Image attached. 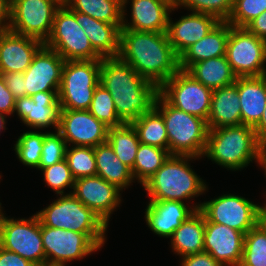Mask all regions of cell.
Masks as SVG:
<instances>
[{
	"instance_id": "6da1fadb",
	"label": "cell",
	"mask_w": 266,
	"mask_h": 266,
	"mask_svg": "<svg viewBox=\"0 0 266 266\" xmlns=\"http://www.w3.org/2000/svg\"><path fill=\"white\" fill-rule=\"evenodd\" d=\"M100 84L113 98L116 113L123 124H131L155 103L159 88L140 76L127 62L117 57H103Z\"/></svg>"
},
{
	"instance_id": "7a4b0ae2",
	"label": "cell",
	"mask_w": 266,
	"mask_h": 266,
	"mask_svg": "<svg viewBox=\"0 0 266 266\" xmlns=\"http://www.w3.org/2000/svg\"><path fill=\"white\" fill-rule=\"evenodd\" d=\"M119 57L158 88L180 69L166 32L120 29Z\"/></svg>"
},
{
	"instance_id": "3957f363",
	"label": "cell",
	"mask_w": 266,
	"mask_h": 266,
	"mask_svg": "<svg viewBox=\"0 0 266 266\" xmlns=\"http://www.w3.org/2000/svg\"><path fill=\"white\" fill-rule=\"evenodd\" d=\"M261 145L252 126L220 127L209 129L204 155L218 165L236 171L254 159L258 162Z\"/></svg>"
},
{
	"instance_id": "277c9868",
	"label": "cell",
	"mask_w": 266,
	"mask_h": 266,
	"mask_svg": "<svg viewBox=\"0 0 266 266\" xmlns=\"http://www.w3.org/2000/svg\"><path fill=\"white\" fill-rule=\"evenodd\" d=\"M154 107L162 114L171 155L192 156L196 159L204 156L209 132L206 120L177 109L160 93Z\"/></svg>"
},
{
	"instance_id": "5b68a950",
	"label": "cell",
	"mask_w": 266,
	"mask_h": 266,
	"mask_svg": "<svg viewBox=\"0 0 266 266\" xmlns=\"http://www.w3.org/2000/svg\"><path fill=\"white\" fill-rule=\"evenodd\" d=\"M195 158L170 155L155 174L142 185L151 197L150 201L184 202V199L204 193L206 184L188 164V161Z\"/></svg>"
},
{
	"instance_id": "8992f818",
	"label": "cell",
	"mask_w": 266,
	"mask_h": 266,
	"mask_svg": "<svg viewBox=\"0 0 266 266\" xmlns=\"http://www.w3.org/2000/svg\"><path fill=\"white\" fill-rule=\"evenodd\" d=\"M37 213L47 227L84 233L98 248L105 242L108 225L91 209L83 205L70 191Z\"/></svg>"
},
{
	"instance_id": "52a82bcc",
	"label": "cell",
	"mask_w": 266,
	"mask_h": 266,
	"mask_svg": "<svg viewBox=\"0 0 266 266\" xmlns=\"http://www.w3.org/2000/svg\"><path fill=\"white\" fill-rule=\"evenodd\" d=\"M101 60L65 61L58 100L61 109L88 110L100 83Z\"/></svg>"
},
{
	"instance_id": "ba28073f",
	"label": "cell",
	"mask_w": 266,
	"mask_h": 266,
	"mask_svg": "<svg viewBox=\"0 0 266 266\" xmlns=\"http://www.w3.org/2000/svg\"><path fill=\"white\" fill-rule=\"evenodd\" d=\"M44 45L56 51L65 61L102 59L76 22L75 11L65 4L56 10L52 32Z\"/></svg>"
},
{
	"instance_id": "9c48e42d",
	"label": "cell",
	"mask_w": 266,
	"mask_h": 266,
	"mask_svg": "<svg viewBox=\"0 0 266 266\" xmlns=\"http://www.w3.org/2000/svg\"><path fill=\"white\" fill-rule=\"evenodd\" d=\"M0 206V247L17 253L35 266L46 261L37 214L30 219L5 217Z\"/></svg>"
},
{
	"instance_id": "30bf717a",
	"label": "cell",
	"mask_w": 266,
	"mask_h": 266,
	"mask_svg": "<svg viewBox=\"0 0 266 266\" xmlns=\"http://www.w3.org/2000/svg\"><path fill=\"white\" fill-rule=\"evenodd\" d=\"M225 56L237 77L266 75V40L246 28L230 27Z\"/></svg>"
},
{
	"instance_id": "8fae6325",
	"label": "cell",
	"mask_w": 266,
	"mask_h": 266,
	"mask_svg": "<svg viewBox=\"0 0 266 266\" xmlns=\"http://www.w3.org/2000/svg\"><path fill=\"white\" fill-rule=\"evenodd\" d=\"M60 6L57 0H11L9 30L45 43Z\"/></svg>"
},
{
	"instance_id": "7c38bea8",
	"label": "cell",
	"mask_w": 266,
	"mask_h": 266,
	"mask_svg": "<svg viewBox=\"0 0 266 266\" xmlns=\"http://www.w3.org/2000/svg\"><path fill=\"white\" fill-rule=\"evenodd\" d=\"M159 93L174 107L208 120L212 90L179 69L160 88Z\"/></svg>"
},
{
	"instance_id": "4fadbf2b",
	"label": "cell",
	"mask_w": 266,
	"mask_h": 266,
	"mask_svg": "<svg viewBox=\"0 0 266 266\" xmlns=\"http://www.w3.org/2000/svg\"><path fill=\"white\" fill-rule=\"evenodd\" d=\"M198 206L207 221L224 224L243 234L257 225L259 205L238 195L225 194Z\"/></svg>"
},
{
	"instance_id": "5bb4252c",
	"label": "cell",
	"mask_w": 266,
	"mask_h": 266,
	"mask_svg": "<svg viewBox=\"0 0 266 266\" xmlns=\"http://www.w3.org/2000/svg\"><path fill=\"white\" fill-rule=\"evenodd\" d=\"M42 243L46 261L65 263L84 258L99 248L84 234L41 223Z\"/></svg>"
},
{
	"instance_id": "9a60e30c",
	"label": "cell",
	"mask_w": 266,
	"mask_h": 266,
	"mask_svg": "<svg viewBox=\"0 0 266 266\" xmlns=\"http://www.w3.org/2000/svg\"><path fill=\"white\" fill-rule=\"evenodd\" d=\"M108 128L88 110L61 109L58 131L66 144L94 148L107 142Z\"/></svg>"
},
{
	"instance_id": "2e32d148",
	"label": "cell",
	"mask_w": 266,
	"mask_h": 266,
	"mask_svg": "<svg viewBox=\"0 0 266 266\" xmlns=\"http://www.w3.org/2000/svg\"><path fill=\"white\" fill-rule=\"evenodd\" d=\"M64 63L65 60L56 51L43 45L23 73L26 96L31 97L44 91H59Z\"/></svg>"
},
{
	"instance_id": "e0dca14e",
	"label": "cell",
	"mask_w": 266,
	"mask_h": 266,
	"mask_svg": "<svg viewBox=\"0 0 266 266\" xmlns=\"http://www.w3.org/2000/svg\"><path fill=\"white\" fill-rule=\"evenodd\" d=\"M120 191L116 185L96 175L75 179L72 194L108 225L110 214L121 202Z\"/></svg>"
},
{
	"instance_id": "ac0fdd59",
	"label": "cell",
	"mask_w": 266,
	"mask_h": 266,
	"mask_svg": "<svg viewBox=\"0 0 266 266\" xmlns=\"http://www.w3.org/2000/svg\"><path fill=\"white\" fill-rule=\"evenodd\" d=\"M59 91H44L15 99L14 112L24 124L30 128L45 129L53 126L59 128L61 104L58 100Z\"/></svg>"
},
{
	"instance_id": "d6986e66",
	"label": "cell",
	"mask_w": 266,
	"mask_h": 266,
	"mask_svg": "<svg viewBox=\"0 0 266 266\" xmlns=\"http://www.w3.org/2000/svg\"><path fill=\"white\" fill-rule=\"evenodd\" d=\"M245 234L224 224L205 219L204 252L222 266H239L242 261Z\"/></svg>"
},
{
	"instance_id": "ffe728a7",
	"label": "cell",
	"mask_w": 266,
	"mask_h": 266,
	"mask_svg": "<svg viewBox=\"0 0 266 266\" xmlns=\"http://www.w3.org/2000/svg\"><path fill=\"white\" fill-rule=\"evenodd\" d=\"M44 43L36 38L0 31V74L24 73Z\"/></svg>"
},
{
	"instance_id": "44dd1931",
	"label": "cell",
	"mask_w": 266,
	"mask_h": 266,
	"mask_svg": "<svg viewBox=\"0 0 266 266\" xmlns=\"http://www.w3.org/2000/svg\"><path fill=\"white\" fill-rule=\"evenodd\" d=\"M220 21L212 15L194 13L173 23L168 17L167 36L174 52L180 57L190 46L205 37Z\"/></svg>"
},
{
	"instance_id": "7402d4cb",
	"label": "cell",
	"mask_w": 266,
	"mask_h": 266,
	"mask_svg": "<svg viewBox=\"0 0 266 266\" xmlns=\"http://www.w3.org/2000/svg\"><path fill=\"white\" fill-rule=\"evenodd\" d=\"M131 23L125 22V7L128 0H123V22L121 29L145 32H166L169 12L172 7L164 0H131Z\"/></svg>"
},
{
	"instance_id": "603a6c76",
	"label": "cell",
	"mask_w": 266,
	"mask_h": 266,
	"mask_svg": "<svg viewBox=\"0 0 266 266\" xmlns=\"http://www.w3.org/2000/svg\"><path fill=\"white\" fill-rule=\"evenodd\" d=\"M197 210L198 205L188 209V206L180 201H150L145 211V219L154 233L168 238Z\"/></svg>"
},
{
	"instance_id": "cb8c5ba5",
	"label": "cell",
	"mask_w": 266,
	"mask_h": 266,
	"mask_svg": "<svg viewBox=\"0 0 266 266\" xmlns=\"http://www.w3.org/2000/svg\"><path fill=\"white\" fill-rule=\"evenodd\" d=\"M75 18L88 36L93 49L102 58L119 56L122 24H109L77 11Z\"/></svg>"
},
{
	"instance_id": "d4e9b609",
	"label": "cell",
	"mask_w": 266,
	"mask_h": 266,
	"mask_svg": "<svg viewBox=\"0 0 266 266\" xmlns=\"http://www.w3.org/2000/svg\"><path fill=\"white\" fill-rule=\"evenodd\" d=\"M242 124L255 127L263 116L266 104V75L237 77Z\"/></svg>"
},
{
	"instance_id": "484cf974",
	"label": "cell",
	"mask_w": 266,
	"mask_h": 266,
	"mask_svg": "<svg viewBox=\"0 0 266 266\" xmlns=\"http://www.w3.org/2000/svg\"><path fill=\"white\" fill-rule=\"evenodd\" d=\"M231 26L228 22H219L205 37L190 46L179 57V68L186 71L196 62L225 56Z\"/></svg>"
},
{
	"instance_id": "4316f807",
	"label": "cell",
	"mask_w": 266,
	"mask_h": 266,
	"mask_svg": "<svg viewBox=\"0 0 266 266\" xmlns=\"http://www.w3.org/2000/svg\"><path fill=\"white\" fill-rule=\"evenodd\" d=\"M242 124L240 99L237 85L221 87L212 91L207 125L209 129Z\"/></svg>"
},
{
	"instance_id": "83f0119b",
	"label": "cell",
	"mask_w": 266,
	"mask_h": 266,
	"mask_svg": "<svg viewBox=\"0 0 266 266\" xmlns=\"http://www.w3.org/2000/svg\"><path fill=\"white\" fill-rule=\"evenodd\" d=\"M205 217L197 210L173 232L172 250L184 257L204 252Z\"/></svg>"
},
{
	"instance_id": "f1b7e54d",
	"label": "cell",
	"mask_w": 266,
	"mask_h": 266,
	"mask_svg": "<svg viewBox=\"0 0 266 266\" xmlns=\"http://www.w3.org/2000/svg\"><path fill=\"white\" fill-rule=\"evenodd\" d=\"M186 72L212 91L232 85L237 80L226 56L196 62Z\"/></svg>"
},
{
	"instance_id": "f546056e",
	"label": "cell",
	"mask_w": 266,
	"mask_h": 266,
	"mask_svg": "<svg viewBox=\"0 0 266 266\" xmlns=\"http://www.w3.org/2000/svg\"><path fill=\"white\" fill-rule=\"evenodd\" d=\"M94 155L97 176L122 190L132 183L134 177L131 168L121 162L108 142L94 147Z\"/></svg>"
},
{
	"instance_id": "4dcf8cb0",
	"label": "cell",
	"mask_w": 266,
	"mask_h": 266,
	"mask_svg": "<svg viewBox=\"0 0 266 266\" xmlns=\"http://www.w3.org/2000/svg\"><path fill=\"white\" fill-rule=\"evenodd\" d=\"M141 144L168 150V135L162 114L153 106L131 123Z\"/></svg>"
},
{
	"instance_id": "1f68e13d",
	"label": "cell",
	"mask_w": 266,
	"mask_h": 266,
	"mask_svg": "<svg viewBox=\"0 0 266 266\" xmlns=\"http://www.w3.org/2000/svg\"><path fill=\"white\" fill-rule=\"evenodd\" d=\"M65 5L72 11L109 24L123 22V0H68Z\"/></svg>"
},
{
	"instance_id": "d6a6232c",
	"label": "cell",
	"mask_w": 266,
	"mask_h": 266,
	"mask_svg": "<svg viewBox=\"0 0 266 266\" xmlns=\"http://www.w3.org/2000/svg\"><path fill=\"white\" fill-rule=\"evenodd\" d=\"M107 142L121 162L132 169L140 145L138 135L133 126L131 124H122L119 127H109Z\"/></svg>"
},
{
	"instance_id": "836d02e7",
	"label": "cell",
	"mask_w": 266,
	"mask_h": 266,
	"mask_svg": "<svg viewBox=\"0 0 266 266\" xmlns=\"http://www.w3.org/2000/svg\"><path fill=\"white\" fill-rule=\"evenodd\" d=\"M170 155L166 149L140 143L133 168L131 169L134 179L143 185L155 174Z\"/></svg>"
},
{
	"instance_id": "e575fe53",
	"label": "cell",
	"mask_w": 266,
	"mask_h": 266,
	"mask_svg": "<svg viewBox=\"0 0 266 266\" xmlns=\"http://www.w3.org/2000/svg\"><path fill=\"white\" fill-rule=\"evenodd\" d=\"M239 266H266V233L259 225L245 234L243 256Z\"/></svg>"
},
{
	"instance_id": "d590c367",
	"label": "cell",
	"mask_w": 266,
	"mask_h": 266,
	"mask_svg": "<svg viewBox=\"0 0 266 266\" xmlns=\"http://www.w3.org/2000/svg\"><path fill=\"white\" fill-rule=\"evenodd\" d=\"M88 111L107 127H119L123 124L117 116L112 96L100 83L96 86Z\"/></svg>"
},
{
	"instance_id": "8d00e7d4",
	"label": "cell",
	"mask_w": 266,
	"mask_h": 266,
	"mask_svg": "<svg viewBox=\"0 0 266 266\" xmlns=\"http://www.w3.org/2000/svg\"><path fill=\"white\" fill-rule=\"evenodd\" d=\"M65 159L75 179L96 176L97 167L93 147L72 146L66 148Z\"/></svg>"
},
{
	"instance_id": "74e56055",
	"label": "cell",
	"mask_w": 266,
	"mask_h": 266,
	"mask_svg": "<svg viewBox=\"0 0 266 266\" xmlns=\"http://www.w3.org/2000/svg\"><path fill=\"white\" fill-rule=\"evenodd\" d=\"M44 136L45 133L38 131H27L19 136L14 150L20 162L39 169Z\"/></svg>"
},
{
	"instance_id": "f35d334b",
	"label": "cell",
	"mask_w": 266,
	"mask_h": 266,
	"mask_svg": "<svg viewBox=\"0 0 266 266\" xmlns=\"http://www.w3.org/2000/svg\"><path fill=\"white\" fill-rule=\"evenodd\" d=\"M178 6L190 9L194 13L215 16L220 22H227L234 6V0H179Z\"/></svg>"
},
{
	"instance_id": "ab89813d",
	"label": "cell",
	"mask_w": 266,
	"mask_h": 266,
	"mask_svg": "<svg viewBox=\"0 0 266 266\" xmlns=\"http://www.w3.org/2000/svg\"><path fill=\"white\" fill-rule=\"evenodd\" d=\"M266 11V0H234L228 19L233 27L245 28L253 19Z\"/></svg>"
},
{
	"instance_id": "60d3db41",
	"label": "cell",
	"mask_w": 266,
	"mask_h": 266,
	"mask_svg": "<svg viewBox=\"0 0 266 266\" xmlns=\"http://www.w3.org/2000/svg\"><path fill=\"white\" fill-rule=\"evenodd\" d=\"M43 171L44 181L58 195L64 194V188L73 189L75 178L73 177L66 159L49 167L39 168Z\"/></svg>"
},
{
	"instance_id": "b9f144b4",
	"label": "cell",
	"mask_w": 266,
	"mask_h": 266,
	"mask_svg": "<svg viewBox=\"0 0 266 266\" xmlns=\"http://www.w3.org/2000/svg\"><path fill=\"white\" fill-rule=\"evenodd\" d=\"M66 148V141L58 130L56 133L45 132L39 168L49 167L64 160Z\"/></svg>"
},
{
	"instance_id": "7bdbcfd3",
	"label": "cell",
	"mask_w": 266,
	"mask_h": 266,
	"mask_svg": "<svg viewBox=\"0 0 266 266\" xmlns=\"http://www.w3.org/2000/svg\"><path fill=\"white\" fill-rule=\"evenodd\" d=\"M7 88L12 92L15 98L26 97V90H24V76L21 72H11L0 74Z\"/></svg>"
},
{
	"instance_id": "ee69618b",
	"label": "cell",
	"mask_w": 266,
	"mask_h": 266,
	"mask_svg": "<svg viewBox=\"0 0 266 266\" xmlns=\"http://www.w3.org/2000/svg\"><path fill=\"white\" fill-rule=\"evenodd\" d=\"M181 263V266H222L206 252L184 256Z\"/></svg>"
},
{
	"instance_id": "f6af8a7d",
	"label": "cell",
	"mask_w": 266,
	"mask_h": 266,
	"mask_svg": "<svg viewBox=\"0 0 266 266\" xmlns=\"http://www.w3.org/2000/svg\"><path fill=\"white\" fill-rule=\"evenodd\" d=\"M15 97L7 88L3 77L0 75V113L11 115L14 111Z\"/></svg>"
},
{
	"instance_id": "bcb514c9",
	"label": "cell",
	"mask_w": 266,
	"mask_h": 266,
	"mask_svg": "<svg viewBox=\"0 0 266 266\" xmlns=\"http://www.w3.org/2000/svg\"><path fill=\"white\" fill-rule=\"evenodd\" d=\"M0 266H35L17 253L0 247Z\"/></svg>"
},
{
	"instance_id": "7dc6e473",
	"label": "cell",
	"mask_w": 266,
	"mask_h": 266,
	"mask_svg": "<svg viewBox=\"0 0 266 266\" xmlns=\"http://www.w3.org/2000/svg\"><path fill=\"white\" fill-rule=\"evenodd\" d=\"M245 28L250 33L266 40V11L253 19Z\"/></svg>"
},
{
	"instance_id": "c3c4849f",
	"label": "cell",
	"mask_w": 266,
	"mask_h": 266,
	"mask_svg": "<svg viewBox=\"0 0 266 266\" xmlns=\"http://www.w3.org/2000/svg\"><path fill=\"white\" fill-rule=\"evenodd\" d=\"M10 8L11 0H0V31L9 30Z\"/></svg>"
},
{
	"instance_id": "681fc988",
	"label": "cell",
	"mask_w": 266,
	"mask_h": 266,
	"mask_svg": "<svg viewBox=\"0 0 266 266\" xmlns=\"http://www.w3.org/2000/svg\"><path fill=\"white\" fill-rule=\"evenodd\" d=\"M256 136L262 144H266V104L263 116L259 123L254 127Z\"/></svg>"
},
{
	"instance_id": "f907efd6",
	"label": "cell",
	"mask_w": 266,
	"mask_h": 266,
	"mask_svg": "<svg viewBox=\"0 0 266 266\" xmlns=\"http://www.w3.org/2000/svg\"><path fill=\"white\" fill-rule=\"evenodd\" d=\"M257 225H259L266 233V205L258 206V220Z\"/></svg>"
},
{
	"instance_id": "816d5d0a",
	"label": "cell",
	"mask_w": 266,
	"mask_h": 266,
	"mask_svg": "<svg viewBox=\"0 0 266 266\" xmlns=\"http://www.w3.org/2000/svg\"><path fill=\"white\" fill-rule=\"evenodd\" d=\"M258 162L264 168L266 175V144H262L260 147Z\"/></svg>"
},
{
	"instance_id": "f5cc1de1",
	"label": "cell",
	"mask_w": 266,
	"mask_h": 266,
	"mask_svg": "<svg viewBox=\"0 0 266 266\" xmlns=\"http://www.w3.org/2000/svg\"><path fill=\"white\" fill-rule=\"evenodd\" d=\"M36 266H65V263L44 261L41 264L36 265Z\"/></svg>"
},
{
	"instance_id": "db71d44e",
	"label": "cell",
	"mask_w": 266,
	"mask_h": 266,
	"mask_svg": "<svg viewBox=\"0 0 266 266\" xmlns=\"http://www.w3.org/2000/svg\"><path fill=\"white\" fill-rule=\"evenodd\" d=\"M6 115L0 113V131L1 129H6L5 128V123H6Z\"/></svg>"
},
{
	"instance_id": "11a10c76",
	"label": "cell",
	"mask_w": 266,
	"mask_h": 266,
	"mask_svg": "<svg viewBox=\"0 0 266 266\" xmlns=\"http://www.w3.org/2000/svg\"><path fill=\"white\" fill-rule=\"evenodd\" d=\"M169 3L172 7H177L179 0H164Z\"/></svg>"
},
{
	"instance_id": "9f6ffc18",
	"label": "cell",
	"mask_w": 266,
	"mask_h": 266,
	"mask_svg": "<svg viewBox=\"0 0 266 266\" xmlns=\"http://www.w3.org/2000/svg\"><path fill=\"white\" fill-rule=\"evenodd\" d=\"M61 5L65 4L68 0H57Z\"/></svg>"
}]
</instances>
